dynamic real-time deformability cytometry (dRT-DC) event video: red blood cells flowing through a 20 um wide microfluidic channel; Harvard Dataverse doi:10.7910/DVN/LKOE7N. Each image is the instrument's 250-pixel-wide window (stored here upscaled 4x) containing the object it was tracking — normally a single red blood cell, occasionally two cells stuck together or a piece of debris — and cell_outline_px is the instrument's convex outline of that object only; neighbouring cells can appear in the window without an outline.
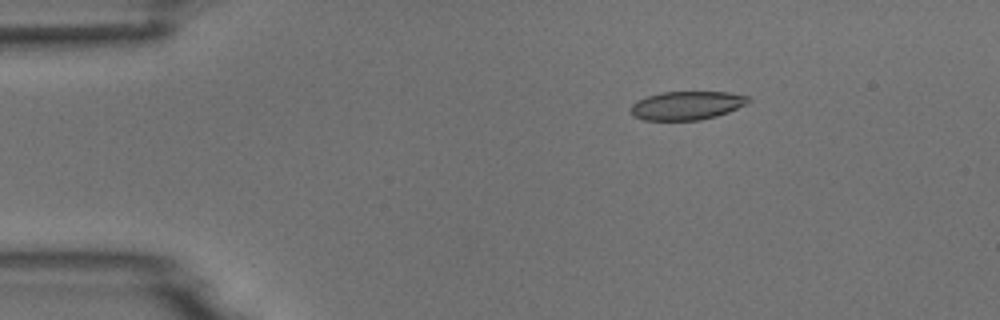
{"species": "common noctule bat (a hibernating species)", "species_latin": "Nyctalus noctula", "temperature_condition": "room temperature", "stored_images_in_passage": 5, "camera_frame_rate_fps": 3000, "um_per_image_px": 0.085, "animal": {"sex": "male", "body_mass_g": 18.8}, "frame": {"image": 1, "passage_image": 3, "time_ms": 2.333, "image_size_px": [1000, 320], "cell_outline_px": [[752, 100], [728, 112], [716, 116], [700, 120], [644, 120], [632, 116], [632, 104], [636, 100], [660, 92], [728, 92], [748, 96]], "centroid_in_image_um": [58.36, 8.96], "position_along_channel_um": 26.6, "area_um2": 19.48}}
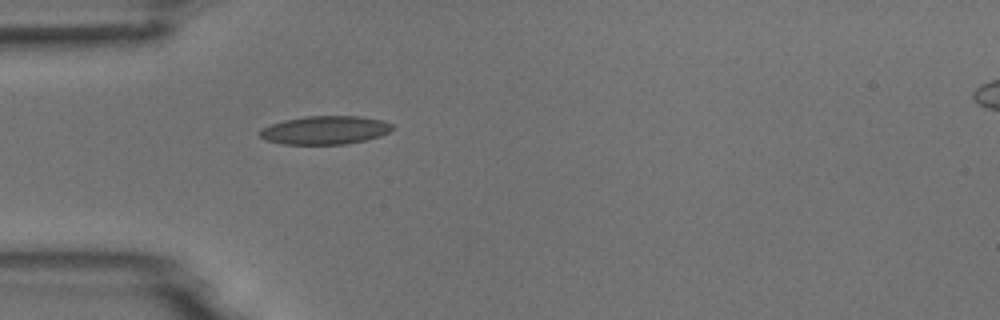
{"frame": {"image": 2, "passage_image": 5, "time_ms": 4.667, "image_size_px": [1000, 320], "cell_outline_px": [[396, 128], [380, 136], [364, 140], [344, 144], [284, 144], [264, 140], [260, 136], [260, 128], [284, 120], [308, 116], [360, 116], [380, 120], [392, 124]], "centroid_in_image_um": [27.62, 11.06], "position_along_channel_um": 57.4, "area_um2": 21.85}}